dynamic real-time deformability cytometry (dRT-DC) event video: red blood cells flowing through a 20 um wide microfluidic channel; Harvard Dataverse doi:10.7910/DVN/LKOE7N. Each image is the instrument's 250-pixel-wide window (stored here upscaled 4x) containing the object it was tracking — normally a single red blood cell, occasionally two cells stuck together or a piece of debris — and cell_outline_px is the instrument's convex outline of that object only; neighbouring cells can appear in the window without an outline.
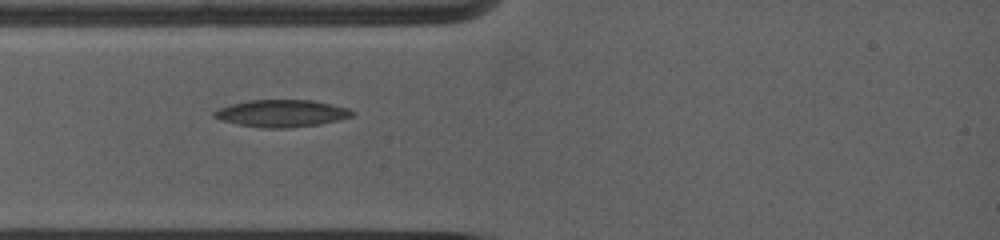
{"species": "common noctule bat (a hibernating species)", "species_latin": "Nyctalus noctula", "temperature_condition": "warm", "stored_images_in_passage": 21, "camera_frame_rate_fps": 5000, "um_per_image_px": 0.085, "animal": {"sex": "female", "body_mass_g": 19.0, "forearm_length_mm": 53.3}, "frame": {"image": 1, "passage_image": 1, "time_ms": 0.0, "image_size_px": [1000, 240], "cell_outline_px": [[356, 112], [352, 116], [320, 124], [288, 128], [260, 128], [236, 124], [220, 120], [212, 116], [212, 112], [220, 108], [232, 104], [248, 100], [312, 100], [332, 104], [348, 108]], "centroid_in_image_um": [23.91, 9.64], "position_along_channel_um": 61.1, "area_um2": 21.91}}
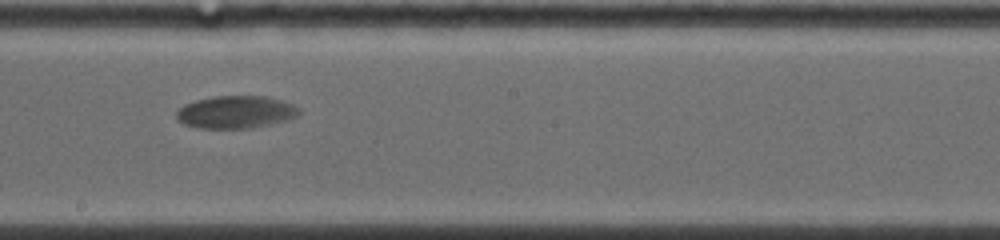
{"frame": {"image": 2, "passage_image": 9, "time_ms": 4.6, "image_size_px": [1000, 240], "cell_outline_px": [[300, 112], [296, 116], [288, 120], [252, 128], [200, 128], [184, 124], [176, 120], [176, 112], [184, 104], [196, 100], [212, 96], [264, 96], [280, 100], [292, 104], [300, 108]], "centroid_in_image_um": [20.02, 9.53], "position_along_channel_um": 228.2, "area_um2": 23.29}}
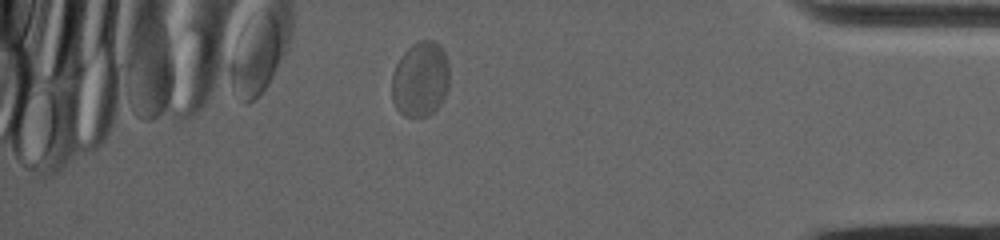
{"frame": {"image": 3, "passage_image": 18, "time_ms": 10.4, "image_size_px": [1000, 240], "cell_outline_px": [[448, 88], [440, 104], [428, 116], [404, 116], [396, 108], [392, 100], [392, 72], [400, 56], [412, 44], [420, 40], [432, 40], [440, 44], [444, 52], [448, 64]], "centroid_in_image_um": [35.71, 6.72], "position_along_channel_um": 399.5, "area_um2": 25.26}}